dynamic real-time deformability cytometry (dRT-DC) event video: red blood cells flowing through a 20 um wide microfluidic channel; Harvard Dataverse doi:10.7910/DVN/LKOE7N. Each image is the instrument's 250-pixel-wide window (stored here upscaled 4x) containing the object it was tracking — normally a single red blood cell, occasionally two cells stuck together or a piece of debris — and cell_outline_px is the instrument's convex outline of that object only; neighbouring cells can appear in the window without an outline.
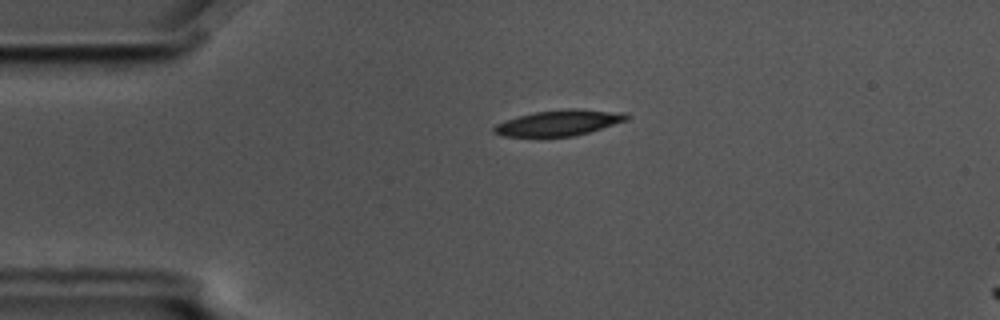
{"species": "common noctule bat (a hibernating species)", "species_latin": "Nyctalus noctula", "temperature_condition": "cold", "stored_images_in_passage": 5, "camera_frame_rate_fps": 3000, "um_per_image_px": 0.085, "animal": {"sex": "male", "body_mass_g": 17.5, "forearm_length_mm": 52.3}, "frame": {"image": 1, "passage_image": 5, "time_ms": 1.333, "image_size_px": [1000, 320], "cell_outline_px": [[632, 116], [628, 120], [576, 136], [504, 136], [492, 132], [492, 128], [496, 124], [504, 120], [536, 112], [568, 108], [580, 108], [628, 112]], "centroid_in_image_um": [47.6, 10.42], "position_along_channel_um": 37.4, "area_um2": 20.11}}